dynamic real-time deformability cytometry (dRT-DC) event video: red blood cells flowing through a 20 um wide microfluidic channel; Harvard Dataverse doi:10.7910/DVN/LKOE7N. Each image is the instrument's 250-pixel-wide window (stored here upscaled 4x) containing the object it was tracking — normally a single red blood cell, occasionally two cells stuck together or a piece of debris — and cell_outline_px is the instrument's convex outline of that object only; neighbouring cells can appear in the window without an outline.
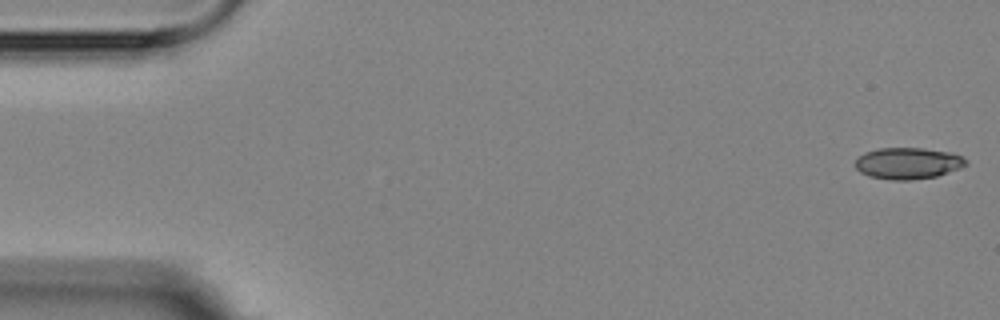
{"species": "Egyptian fruit bat (a non-hibernating species)", "species_latin": "Rousettus aegyptiacus", "temperature_condition": "room temperature", "stored_images_in_passage": 6, "camera_frame_rate_fps": 3000, "um_per_image_px": 0.085, "animal": {"sex": "female"}, "frame": {"image": 1, "passage_image": 1, "time_ms": 0.0, "image_size_px": [1000, 320], "cell_outline_px": [[968, 164], [960, 168], [936, 176], [908, 180], [892, 180], [868, 176], [860, 172], [856, 168], [856, 160], [864, 152], [880, 148], [924, 148], [952, 152], [964, 156], [968, 160]], "centroid_in_image_um": [77.21, 13.87], "position_along_channel_um": 7.8, "area_um2": 20.4}}
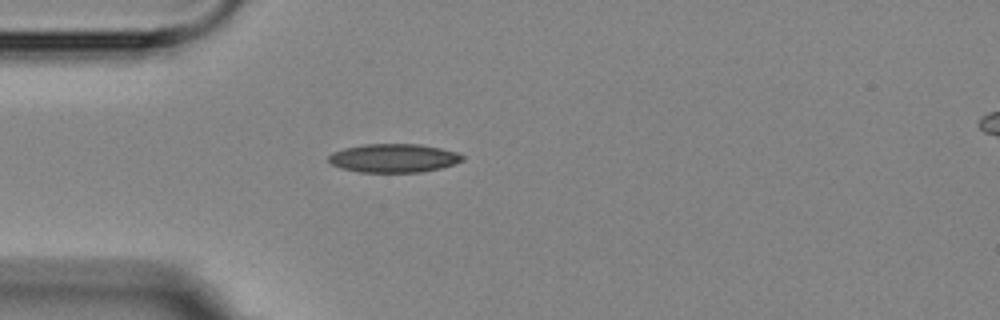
{"frame": {"image": 2, "passage_image": 5, "time_ms": 4.667, "image_size_px": [1000, 320], "cell_outline_px": [[464, 160], [440, 168], [420, 172], [360, 172], [340, 168], [332, 164], [328, 160], [328, 156], [332, 152], [344, 148], [364, 144], [420, 144], [440, 148], [456, 152], [464, 156]], "centroid_in_image_um": [33.44, 13.43], "position_along_channel_um": 51.6, "area_um2": 22.25}}